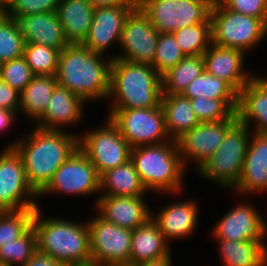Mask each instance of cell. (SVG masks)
Segmentation results:
<instances>
[{
    "label": "cell",
    "mask_w": 267,
    "mask_h": 266,
    "mask_svg": "<svg viewBox=\"0 0 267 266\" xmlns=\"http://www.w3.org/2000/svg\"><path fill=\"white\" fill-rule=\"evenodd\" d=\"M28 136L7 147H14L20 154L27 182L39 194L55 171L79 148V136L39 127Z\"/></svg>",
    "instance_id": "6da1fadb"
},
{
    "label": "cell",
    "mask_w": 267,
    "mask_h": 266,
    "mask_svg": "<svg viewBox=\"0 0 267 266\" xmlns=\"http://www.w3.org/2000/svg\"><path fill=\"white\" fill-rule=\"evenodd\" d=\"M83 44H68L59 54L58 85L80 96L85 102L109 97L112 58L102 60Z\"/></svg>",
    "instance_id": "7a4b0ae2"
},
{
    "label": "cell",
    "mask_w": 267,
    "mask_h": 266,
    "mask_svg": "<svg viewBox=\"0 0 267 266\" xmlns=\"http://www.w3.org/2000/svg\"><path fill=\"white\" fill-rule=\"evenodd\" d=\"M116 98L111 109L156 108L161 103V75L149 64L113 59L109 96Z\"/></svg>",
    "instance_id": "3957f363"
},
{
    "label": "cell",
    "mask_w": 267,
    "mask_h": 266,
    "mask_svg": "<svg viewBox=\"0 0 267 266\" xmlns=\"http://www.w3.org/2000/svg\"><path fill=\"white\" fill-rule=\"evenodd\" d=\"M32 226L36 232L37 250L66 264L91 261L89 228L82 223L63 219H41L40 208L35 209Z\"/></svg>",
    "instance_id": "277c9868"
},
{
    "label": "cell",
    "mask_w": 267,
    "mask_h": 266,
    "mask_svg": "<svg viewBox=\"0 0 267 266\" xmlns=\"http://www.w3.org/2000/svg\"><path fill=\"white\" fill-rule=\"evenodd\" d=\"M130 160L147 191L177 193L182 189L185 167L176 140L133 147Z\"/></svg>",
    "instance_id": "5b68a950"
},
{
    "label": "cell",
    "mask_w": 267,
    "mask_h": 266,
    "mask_svg": "<svg viewBox=\"0 0 267 266\" xmlns=\"http://www.w3.org/2000/svg\"><path fill=\"white\" fill-rule=\"evenodd\" d=\"M250 128L237 121L226 133L215 153L202 164L199 174L222 187L237 185L250 142Z\"/></svg>",
    "instance_id": "8992f818"
},
{
    "label": "cell",
    "mask_w": 267,
    "mask_h": 266,
    "mask_svg": "<svg viewBox=\"0 0 267 266\" xmlns=\"http://www.w3.org/2000/svg\"><path fill=\"white\" fill-rule=\"evenodd\" d=\"M212 43L243 52L254 48L267 34V25L258 18L234 12L216 0L211 13Z\"/></svg>",
    "instance_id": "52a82bcc"
},
{
    "label": "cell",
    "mask_w": 267,
    "mask_h": 266,
    "mask_svg": "<svg viewBox=\"0 0 267 266\" xmlns=\"http://www.w3.org/2000/svg\"><path fill=\"white\" fill-rule=\"evenodd\" d=\"M216 0H137V6L149 18L159 33L198 23H211Z\"/></svg>",
    "instance_id": "ba28073f"
},
{
    "label": "cell",
    "mask_w": 267,
    "mask_h": 266,
    "mask_svg": "<svg viewBox=\"0 0 267 266\" xmlns=\"http://www.w3.org/2000/svg\"><path fill=\"white\" fill-rule=\"evenodd\" d=\"M108 118L133 148L169 140L161 105L156 108L110 109Z\"/></svg>",
    "instance_id": "9c48e42d"
},
{
    "label": "cell",
    "mask_w": 267,
    "mask_h": 266,
    "mask_svg": "<svg viewBox=\"0 0 267 266\" xmlns=\"http://www.w3.org/2000/svg\"><path fill=\"white\" fill-rule=\"evenodd\" d=\"M107 125L79 137V149L95 166L99 176L107 170L125 164L131 158L132 147L118 128L107 118Z\"/></svg>",
    "instance_id": "30bf717a"
},
{
    "label": "cell",
    "mask_w": 267,
    "mask_h": 266,
    "mask_svg": "<svg viewBox=\"0 0 267 266\" xmlns=\"http://www.w3.org/2000/svg\"><path fill=\"white\" fill-rule=\"evenodd\" d=\"M4 149L0 154V211L36 209L39 206L32 198L38 194L27 182L22 157L14 147Z\"/></svg>",
    "instance_id": "8fae6325"
},
{
    "label": "cell",
    "mask_w": 267,
    "mask_h": 266,
    "mask_svg": "<svg viewBox=\"0 0 267 266\" xmlns=\"http://www.w3.org/2000/svg\"><path fill=\"white\" fill-rule=\"evenodd\" d=\"M91 261L102 266L130 262L132 230L106 221L100 215L87 222Z\"/></svg>",
    "instance_id": "7c38bea8"
},
{
    "label": "cell",
    "mask_w": 267,
    "mask_h": 266,
    "mask_svg": "<svg viewBox=\"0 0 267 266\" xmlns=\"http://www.w3.org/2000/svg\"><path fill=\"white\" fill-rule=\"evenodd\" d=\"M100 191V176L95 166L78 148L56 171L48 185L38 194H92Z\"/></svg>",
    "instance_id": "4fadbf2b"
},
{
    "label": "cell",
    "mask_w": 267,
    "mask_h": 266,
    "mask_svg": "<svg viewBox=\"0 0 267 266\" xmlns=\"http://www.w3.org/2000/svg\"><path fill=\"white\" fill-rule=\"evenodd\" d=\"M158 37V30L137 6L126 19L121 32L119 44L124 53L111 58L152 65Z\"/></svg>",
    "instance_id": "5bb4252c"
},
{
    "label": "cell",
    "mask_w": 267,
    "mask_h": 266,
    "mask_svg": "<svg viewBox=\"0 0 267 266\" xmlns=\"http://www.w3.org/2000/svg\"><path fill=\"white\" fill-rule=\"evenodd\" d=\"M237 121L201 122L193 129L184 132L176 139L183 166L187 158L193 160L199 169L215 153L227 131Z\"/></svg>",
    "instance_id": "9a60e30c"
},
{
    "label": "cell",
    "mask_w": 267,
    "mask_h": 266,
    "mask_svg": "<svg viewBox=\"0 0 267 266\" xmlns=\"http://www.w3.org/2000/svg\"><path fill=\"white\" fill-rule=\"evenodd\" d=\"M266 222L258 210L250 203H242L229 211L218 221L213 230L216 239L231 241L251 240L262 244L266 249L264 237L267 234Z\"/></svg>",
    "instance_id": "2e32d148"
},
{
    "label": "cell",
    "mask_w": 267,
    "mask_h": 266,
    "mask_svg": "<svg viewBox=\"0 0 267 266\" xmlns=\"http://www.w3.org/2000/svg\"><path fill=\"white\" fill-rule=\"evenodd\" d=\"M136 7L137 3H126L96 8L88 37L83 45L103 55L113 41L120 42L126 19Z\"/></svg>",
    "instance_id": "e0dca14e"
},
{
    "label": "cell",
    "mask_w": 267,
    "mask_h": 266,
    "mask_svg": "<svg viewBox=\"0 0 267 266\" xmlns=\"http://www.w3.org/2000/svg\"><path fill=\"white\" fill-rule=\"evenodd\" d=\"M7 16L13 20L25 43L42 44L60 50L69 44L56 12Z\"/></svg>",
    "instance_id": "ac0fdd59"
},
{
    "label": "cell",
    "mask_w": 267,
    "mask_h": 266,
    "mask_svg": "<svg viewBox=\"0 0 267 266\" xmlns=\"http://www.w3.org/2000/svg\"><path fill=\"white\" fill-rule=\"evenodd\" d=\"M143 200V196L101 195L96 201V209L106 221L122 228L134 230L152 218L151 214L153 213Z\"/></svg>",
    "instance_id": "d6986e66"
},
{
    "label": "cell",
    "mask_w": 267,
    "mask_h": 266,
    "mask_svg": "<svg viewBox=\"0 0 267 266\" xmlns=\"http://www.w3.org/2000/svg\"><path fill=\"white\" fill-rule=\"evenodd\" d=\"M244 53L211 43L203 54L204 68L211 75L227 82L238 93L253 77L244 71Z\"/></svg>",
    "instance_id": "ffe728a7"
},
{
    "label": "cell",
    "mask_w": 267,
    "mask_h": 266,
    "mask_svg": "<svg viewBox=\"0 0 267 266\" xmlns=\"http://www.w3.org/2000/svg\"><path fill=\"white\" fill-rule=\"evenodd\" d=\"M236 116L249 128L254 119L253 132L267 135V78L253 76L238 92Z\"/></svg>",
    "instance_id": "44dd1931"
},
{
    "label": "cell",
    "mask_w": 267,
    "mask_h": 266,
    "mask_svg": "<svg viewBox=\"0 0 267 266\" xmlns=\"http://www.w3.org/2000/svg\"><path fill=\"white\" fill-rule=\"evenodd\" d=\"M253 134L244 158L241 177L234 187L243 195L267 191V135Z\"/></svg>",
    "instance_id": "7402d4cb"
},
{
    "label": "cell",
    "mask_w": 267,
    "mask_h": 266,
    "mask_svg": "<svg viewBox=\"0 0 267 266\" xmlns=\"http://www.w3.org/2000/svg\"><path fill=\"white\" fill-rule=\"evenodd\" d=\"M83 102L85 103L80 96L57 84L45 113L37 120L36 127L45 130H63L61 126L79 122L83 116Z\"/></svg>",
    "instance_id": "603a6c76"
},
{
    "label": "cell",
    "mask_w": 267,
    "mask_h": 266,
    "mask_svg": "<svg viewBox=\"0 0 267 266\" xmlns=\"http://www.w3.org/2000/svg\"><path fill=\"white\" fill-rule=\"evenodd\" d=\"M195 201H183L163 207L156 217L152 215L153 221L158 225L165 240H176L185 238L194 231L197 223L199 210Z\"/></svg>",
    "instance_id": "cb8c5ba5"
},
{
    "label": "cell",
    "mask_w": 267,
    "mask_h": 266,
    "mask_svg": "<svg viewBox=\"0 0 267 266\" xmlns=\"http://www.w3.org/2000/svg\"><path fill=\"white\" fill-rule=\"evenodd\" d=\"M95 9L90 0H61L57 15L69 44H83L88 37Z\"/></svg>",
    "instance_id": "d4e9b609"
},
{
    "label": "cell",
    "mask_w": 267,
    "mask_h": 266,
    "mask_svg": "<svg viewBox=\"0 0 267 266\" xmlns=\"http://www.w3.org/2000/svg\"><path fill=\"white\" fill-rule=\"evenodd\" d=\"M168 242L158 225L151 218L132 230L130 263L140 264L171 255Z\"/></svg>",
    "instance_id": "484cf974"
},
{
    "label": "cell",
    "mask_w": 267,
    "mask_h": 266,
    "mask_svg": "<svg viewBox=\"0 0 267 266\" xmlns=\"http://www.w3.org/2000/svg\"><path fill=\"white\" fill-rule=\"evenodd\" d=\"M160 105L164 113L166 130L172 140H176L200 123L187 97L162 94Z\"/></svg>",
    "instance_id": "4316f807"
},
{
    "label": "cell",
    "mask_w": 267,
    "mask_h": 266,
    "mask_svg": "<svg viewBox=\"0 0 267 266\" xmlns=\"http://www.w3.org/2000/svg\"><path fill=\"white\" fill-rule=\"evenodd\" d=\"M101 190L104 195L119 197L143 196L147 191L131 160L104 172L100 176Z\"/></svg>",
    "instance_id": "83f0119b"
},
{
    "label": "cell",
    "mask_w": 267,
    "mask_h": 266,
    "mask_svg": "<svg viewBox=\"0 0 267 266\" xmlns=\"http://www.w3.org/2000/svg\"><path fill=\"white\" fill-rule=\"evenodd\" d=\"M224 266H266L267 249L251 240L217 239Z\"/></svg>",
    "instance_id": "f1b7e54d"
},
{
    "label": "cell",
    "mask_w": 267,
    "mask_h": 266,
    "mask_svg": "<svg viewBox=\"0 0 267 266\" xmlns=\"http://www.w3.org/2000/svg\"><path fill=\"white\" fill-rule=\"evenodd\" d=\"M56 75H35L26 88L20 92V109L36 121L45 113L52 92L57 85Z\"/></svg>",
    "instance_id": "f546056e"
},
{
    "label": "cell",
    "mask_w": 267,
    "mask_h": 266,
    "mask_svg": "<svg viewBox=\"0 0 267 266\" xmlns=\"http://www.w3.org/2000/svg\"><path fill=\"white\" fill-rule=\"evenodd\" d=\"M204 70L203 55L186 56L161 76L162 94L181 95L188 84Z\"/></svg>",
    "instance_id": "4dcf8cb0"
},
{
    "label": "cell",
    "mask_w": 267,
    "mask_h": 266,
    "mask_svg": "<svg viewBox=\"0 0 267 266\" xmlns=\"http://www.w3.org/2000/svg\"><path fill=\"white\" fill-rule=\"evenodd\" d=\"M187 98L237 99L238 93L224 80L204 70L181 94Z\"/></svg>",
    "instance_id": "1f68e13d"
},
{
    "label": "cell",
    "mask_w": 267,
    "mask_h": 266,
    "mask_svg": "<svg viewBox=\"0 0 267 266\" xmlns=\"http://www.w3.org/2000/svg\"><path fill=\"white\" fill-rule=\"evenodd\" d=\"M192 108L201 122L238 120L237 99L189 98Z\"/></svg>",
    "instance_id": "d6a6232c"
},
{
    "label": "cell",
    "mask_w": 267,
    "mask_h": 266,
    "mask_svg": "<svg viewBox=\"0 0 267 266\" xmlns=\"http://www.w3.org/2000/svg\"><path fill=\"white\" fill-rule=\"evenodd\" d=\"M185 56L203 55L212 43L211 23H198L173 32Z\"/></svg>",
    "instance_id": "836d02e7"
},
{
    "label": "cell",
    "mask_w": 267,
    "mask_h": 266,
    "mask_svg": "<svg viewBox=\"0 0 267 266\" xmlns=\"http://www.w3.org/2000/svg\"><path fill=\"white\" fill-rule=\"evenodd\" d=\"M60 49L26 43L23 56L34 75L52 76L58 71Z\"/></svg>",
    "instance_id": "e575fe53"
},
{
    "label": "cell",
    "mask_w": 267,
    "mask_h": 266,
    "mask_svg": "<svg viewBox=\"0 0 267 266\" xmlns=\"http://www.w3.org/2000/svg\"><path fill=\"white\" fill-rule=\"evenodd\" d=\"M37 251V237L31 225L21 236L9 244L0 247V263L12 266L19 263L23 266Z\"/></svg>",
    "instance_id": "d590c367"
},
{
    "label": "cell",
    "mask_w": 267,
    "mask_h": 266,
    "mask_svg": "<svg viewBox=\"0 0 267 266\" xmlns=\"http://www.w3.org/2000/svg\"><path fill=\"white\" fill-rule=\"evenodd\" d=\"M35 209L0 211V247L21 236L31 225Z\"/></svg>",
    "instance_id": "8d00e7d4"
},
{
    "label": "cell",
    "mask_w": 267,
    "mask_h": 266,
    "mask_svg": "<svg viewBox=\"0 0 267 266\" xmlns=\"http://www.w3.org/2000/svg\"><path fill=\"white\" fill-rule=\"evenodd\" d=\"M185 57L173 33H159L156 54L151 66L161 76L175 67Z\"/></svg>",
    "instance_id": "74e56055"
},
{
    "label": "cell",
    "mask_w": 267,
    "mask_h": 266,
    "mask_svg": "<svg viewBox=\"0 0 267 266\" xmlns=\"http://www.w3.org/2000/svg\"><path fill=\"white\" fill-rule=\"evenodd\" d=\"M23 35L17 31L13 20L6 14L0 17V60L2 62L23 56Z\"/></svg>",
    "instance_id": "f35d334b"
},
{
    "label": "cell",
    "mask_w": 267,
    "mask_h": 266,
    "mask_svg": "<svg viewBox=\"0 0 267 266\" xmlns=\"http://www.w3.org/2000/svg\"><path fill=\"white\" fill-rule=\"evenodd\" d=\"M35 75L24 56L3 62L0 79L22 92Z\"/></svg>",
    "instance_id": "ab89813d"
},
{
    "label": "cell",
    "mask_w": 267,
    "mask_h": 266,
    "mask_svg": "<svg viewBox=\"0 0 267 266\" xmlns=\"http://www.w3.org/2000/svg\"><path fill=\"white\" fill-rule=\"evenodd\" d=\"M61 0H15L5 11L6 15H34L56 12Z\"/></svg>",
    "instance_id": "60d3db41"
},
{
    "label": "cell",
    "mask_w": 267,
    "mask_h": 266,
    "mask_svg": "<svg viewBox=\"0 0 267 266\" xmlns=\"http://www.w3.org/2000/svg\"><path fill=\"white\" fill-rule=\"evenodd\" d=\"M226 8L261 19L267 25V0H219Z\"/></svg>",
    "instance_id": "b9f144b4"
},
{
    "label": "cell",
    "mask_w": 267,
    "mask_h": 266,
    "mask_svg": "<svg viewBox=\"0 0 267 266\" xmlns=\"http://www.w3.org/2000/svg\"><path fill=\"white\" fill-rule=\"evenodd\" d=\"M0 108L18 113L20 109V92L0 79Z\"/></svg>",
    "instance_id": "7bdbcfd3"
},
{
    "label": "cell",
    "mask_w": 267,
    "mask_h": 266,
    "mask_svg": "<svg viewBox=\"0 0 267 266\" xmlns=\"http://www.w3.org/2000/svg\"><path fill=\"white\" fill-rule=\"evenodd\" d=\"M23 266H64L62 263L56 261L48 254L36 251L31 259H29Z\"/></svg>",
    "instance_id": "ee69618b"
},
{
    "label": "cell",
    "mask_w": 267,
    "mask_h": 266,
    "mask_svg": "<svg viewBox=\"0 0 267 266\" xmlns=\"http://www.w3.org/2000/svg\"><path fill=\"white\" fill-rule=\"evenodd\" d=\"M16 111L0 108V131L8 128L16 117Z\"/></svg>",
    "instance_id": "f6af8a7d"
},
{
    "label": "cell",
    "mask_w": 267,
    "mask_h": 266,
    "mask_svg": "<svg viewBox=\"0 0 267 266\" xmlns=\"http://www.w3.org/2000/svg\"><path fill=\"white\" fill-rule=\"evenodd\" d=\"M90 3L96 9L119 4L137 3V0H90Z\"/></svg>",
    "instance_id": "bcb514c9"
},
{
    "label": "cell",
    "mask_w": 267,
    "mask_h": 266,
    "mask_svg": "<svg viewBox=\"0 0 267 266\" xmlns=\"http://www.w3.org/2000/svg\"><path fill=\"white\" fill-rule=\"evenodd\" d=\"M171 255L138 264V266H171Z\"/></svg>",
    "instance_id": "7dc6e473"
},
{
    "label": "cell",
    "mask_w": 267,
    "mask_h": 266,
    "mask_svg": "<svg viewBox=\"0 0 267 266\" xmlns=\"http://www.w3.org/2000/svg\"><path fill=\"white\" fill-rule=\"evenodd\" d=\"M15 0H0V8L5 12Z\"/></svg>",
    "instance_id": "c3c4849f"
},
{
    "label": "cell",
    "mask_w": 267,
    "mask_h": 266,
    "mask_svg": "<svg viewBox=\"0 0 267 266\" xmlns=\"http://www.w3.org/2000/svg\"><path fill=\"white\" fill-rule=\"evenodd\" d=\"M64 266H102V265H99L94 261H88V262H85V263L66 264Z\"/></svg>",
    "instance_id": "681fc988"
},
{
    "label": "cell",
    "mask_w": 267,
    "mask_h": 266,
    "mask_svg": "<svg viewBox=\"0 0 267 266\" xmlns=\"http://www.w3.org/2000/svg\"><path fill=\"white\" fill-rule=\"evenodd\" d=\"M111 266H138V264L130 263V262H124V263H117Z\"/></svg>",
    "instance_id": "f907efd6"
},
{
    "label": "cell",
    "mask_w": 267,
    "mask_h": 266,
    "mask_svg": "<svg viewBox=\"0 0 267 266\" xmlns=\"http://www.w3.org/2000/svg\"><path fill=\"white\" fill-rule=\"evenodd\" d=\"M2 65H3V62L0 60V76H1V71H2Z\"/></svg>",
    "instance_id": "816d5d0a"
},
{
    "label": "cell",
    "mask_w": 267,
    "mask_h": 266,
    "mask_svg": "<svg viewBox=\"0 0 267 266\" xmlns=\"http://www.w3.org/2000/svg\"><path fill=\"white\" fill-rule=\"evenodd\" d=\"M5 14V12L0 8V17L2 16V15H4Z\"/></svg>",
    "instance_id": "f5cc1de1"
},
{
    "label": "cell",
    "mask_w": 267,
    "mask_h": 266,
    "mask_svg": "<svg viewBox=\"0 0 267 266\" xmlns=\"http://www.w3.org/2000/svg\"><path fill=\"white\" fill-rule=\"evenodd\" d=\"M0 266H8V265H6V264H3V263H0Z\"/></svg>",
    "instance_id": "db71d44e"
}]
</instances>
